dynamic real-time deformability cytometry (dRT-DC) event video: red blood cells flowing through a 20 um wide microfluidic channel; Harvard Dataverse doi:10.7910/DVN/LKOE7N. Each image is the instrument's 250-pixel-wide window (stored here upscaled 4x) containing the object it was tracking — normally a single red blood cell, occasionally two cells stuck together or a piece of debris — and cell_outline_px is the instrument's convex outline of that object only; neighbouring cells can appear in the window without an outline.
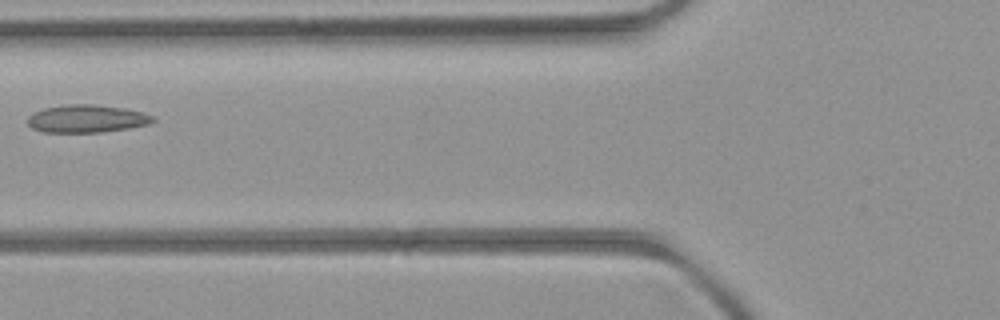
{"species": "common noctule bat (a hibernating species)", "species_latin": "Nyctalus noctula", "temperature_condition": "room temperature", "stored_images_in_passage": 2, "camera_frame_rate_fps": 3000, "um_per_image_px": 0.085, "animal": {"sex": "female", "body_mass_g": 21.9}, "frame": {"image": 1, "passage_image": 2, "time_ms": 1.0, "image_size_px": [1000, 320], "cell_outline_px": [[156, 120], [148, 124], [128, 128], [100, 132], [44, 132], [32, 128], [28, 124], [28, 116], [32, 112], [44, 108], [64, 104], [92, 104], [124, 108], [140, 112], [152, 116]], "centroid_in_image_um": [7.32, 10.08], "position_along_channel_um": 118.5, "area_um2": 20.17}}